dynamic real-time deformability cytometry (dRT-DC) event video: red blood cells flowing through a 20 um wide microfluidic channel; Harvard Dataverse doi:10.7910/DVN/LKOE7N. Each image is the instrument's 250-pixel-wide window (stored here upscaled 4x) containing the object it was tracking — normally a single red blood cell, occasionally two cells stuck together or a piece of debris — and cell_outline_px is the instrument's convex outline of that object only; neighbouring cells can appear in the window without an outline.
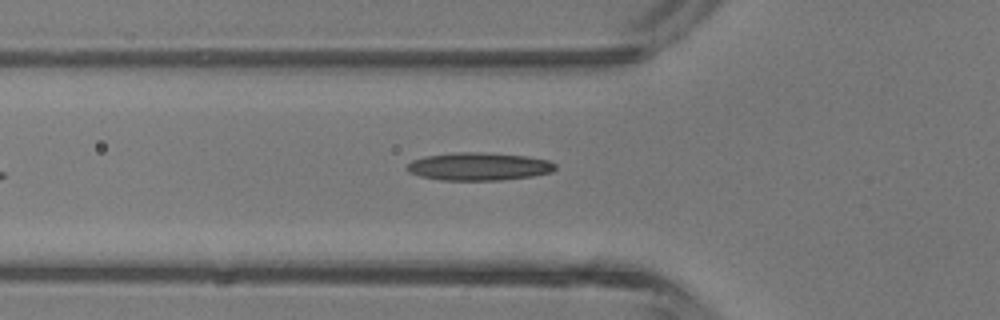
{"species": "common noctule bat (a hibernating species)", "species_latin": "Nyctalus noctula", "temperature_condition": "room temperature", "stored_images_in_passage": 6, "camera_frame_rate_fps": 3000, "um_per_image_px": 0.085, "animal": {"sex": "male", "body_mass_g": 13.3}, "frame": {"image": 1, "passage_image": 6, "time_ms": 5.667, "image_size_px": [1000, 320], "cell_outline_px": [[556, 168], [552, 172], [532, 176], [504, 180], [440, 180], [420, 176], [408, 172], [404, 168], [412, 160], [424, 156], [456, 152], [484, 152], [528, 156], [548, 160], [556, 164]], "centroid_in_image_um": [40.69, 14.15], "position_along_channel_um": 85.1, "area_um2": 24.33}}